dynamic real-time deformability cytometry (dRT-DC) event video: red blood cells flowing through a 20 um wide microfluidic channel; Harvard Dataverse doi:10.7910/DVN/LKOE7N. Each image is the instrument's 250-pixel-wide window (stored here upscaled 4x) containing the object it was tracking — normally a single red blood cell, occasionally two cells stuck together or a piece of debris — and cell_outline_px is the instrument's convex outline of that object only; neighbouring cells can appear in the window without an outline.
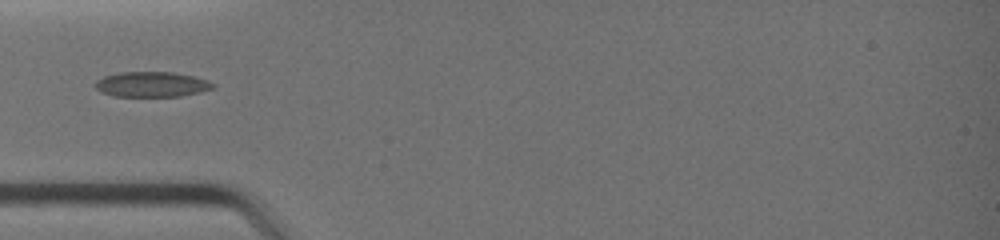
{"species": "common noctule bat (a hibernating species)", "species_latin": "Nyctalus noctula", "temperature_condition": "warm", "stored_images_in_passage": 28, "camera_frame_rate_fps": 3000, "um_per_image_px": 0.085, "animal": {"sex": "female", "body_mass_g": 19.0, "forearm_length_mm": 51.5}, "frame": {"image": 1, "passage_image": 1, "time_ms": 0.0, "image_size_px": [1000, 240], "cell_outline_px": [[216, 88], [200, 92], [180, 96], [116, 96], [100, 92], [96, 88], [96, 80], [104, 76], [120, 72], [172, 72], [192, 76], [208, 80], [216, 84]], "centroid_in_image_um": [12.93, 7.17], "position_along_channel_um": 72.1, "area_um2": 17.28}}
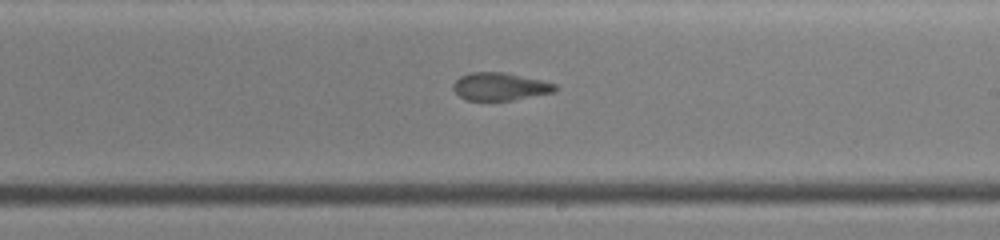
{"frame": {"image": 2, "passage_image": 12, "time_ms": 3.667, "image_size_px": [1000, 240], "cell_outline_px": [[560, 88], [556, 92], [512, 100], [468, 100], [460, 96], [452, 88], [452, 84], [460, 76], [468, 72], [504, 72], [540, 80], [556, 84]], "centroid_in_image_um": [42.52, 7.35], "position_along_channel_um": 246.5, "area_um2": 16.53}}
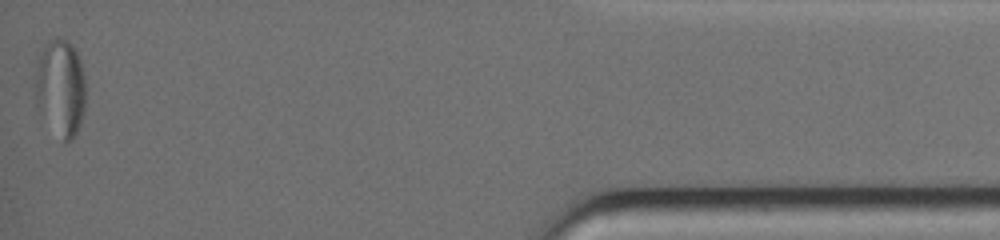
{"frame": {"image": 3, "passage_image": 28, "time_ms": 9.0, "image_size_px": [1000, 240], "cell_outline_px": [[84, 112], [80, 124], [72, 140], [64, 140], [36, 104], [36, 60], [48, 40], [56, 36], [68, 40], [72, 44], [80, 60], [84, 72]], "centroid_in_image_um": [5.16, 7.34], "position_along_channel_um": 430.0, "area_um2": 27.86}}